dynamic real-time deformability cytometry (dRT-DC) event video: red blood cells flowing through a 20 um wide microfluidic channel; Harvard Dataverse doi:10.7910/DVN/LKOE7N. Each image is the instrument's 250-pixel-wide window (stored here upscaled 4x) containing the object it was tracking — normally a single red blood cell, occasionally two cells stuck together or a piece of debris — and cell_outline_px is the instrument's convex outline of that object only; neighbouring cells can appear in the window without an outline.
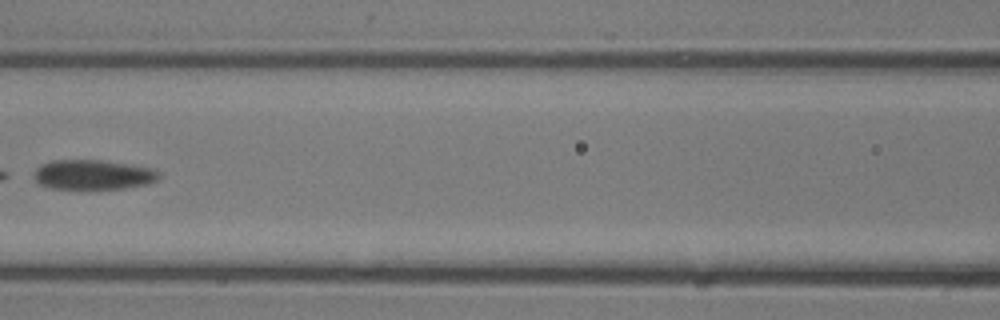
{"species": "common noctule bat (a hibernating species)", "species_latin": "Nyctalus noctula", "temperature_condition": "room temperature", "stored_images_in_passage": 28, "camera_frame_rate_fps": 3000, "um_per_image_px": 0.085, "animal": {"sex": "male", "body_mass_g": 13.3}, "frame": {"image": 1, "passage_image": 9, "time_ms": 2.667, "image_size_px": [1000, 320], "cell_outline_px": [[160, 176], [156, 180], [148, 184], [124, 188], [52, 188], [36, 184], [32, 176], [32, 172], [40, 164], [52, 160], [100, 160], [132, 164], [156, 168], [160, 172]], "centroid_in_image_um": [7.89, 14.83], "position_along_channel_um": 158.7, "area_um2": 22.02}}
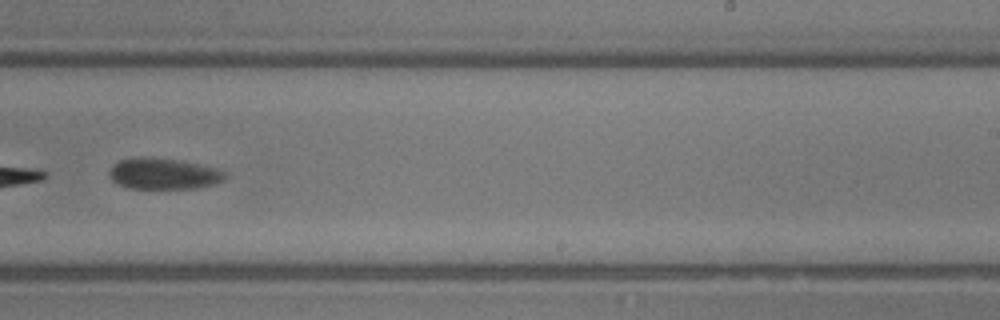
{"frame": {"image": 2, "passage_image": 15, "time_ms": 4.667, "image_size_px": [1000, 320], "cell_outline_px": [[228, 176], [224, 180], [216, 184], [196, 188], [128, 188], [112, 180], [108, 176], [108, 172], [112, 164], [120, 160], [136, 156], [144, 156], [180, 160], [220, 168], [228, 172]], "centroid_in_image_um": [13.94, 14.75], "position_along_channel_um": 275.1, "area_um2": 21.5}}
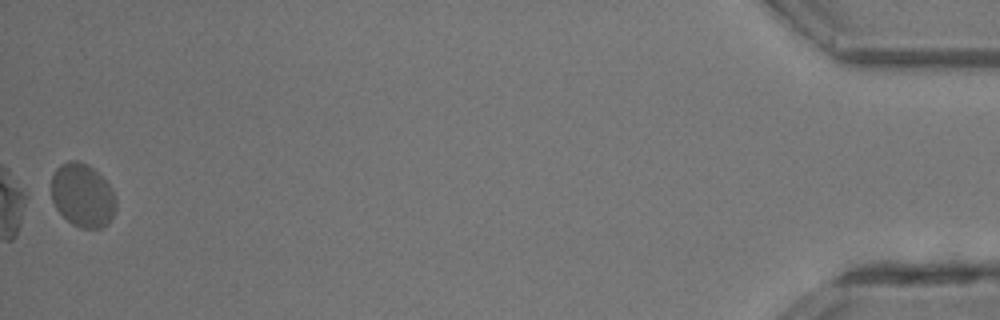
{"frame": {"image": 3, "passage_image": 28, "time_ms": 9.0, "image_size_px": [1000, 320], "cell_outline_px": [[116, 212], [108, 224], [100, 228], [80, 228], [72, 224], [56, 208], [52, 200], [52, 176], [56, 168], [60, 164], [68, 160], [76, 160], [88, 164], [112, 188], [116, 196]], "centroid_in_image_um": [7.03, 16.6], "position_along_channel_um": 428.2, "area_um2": 24.04}}